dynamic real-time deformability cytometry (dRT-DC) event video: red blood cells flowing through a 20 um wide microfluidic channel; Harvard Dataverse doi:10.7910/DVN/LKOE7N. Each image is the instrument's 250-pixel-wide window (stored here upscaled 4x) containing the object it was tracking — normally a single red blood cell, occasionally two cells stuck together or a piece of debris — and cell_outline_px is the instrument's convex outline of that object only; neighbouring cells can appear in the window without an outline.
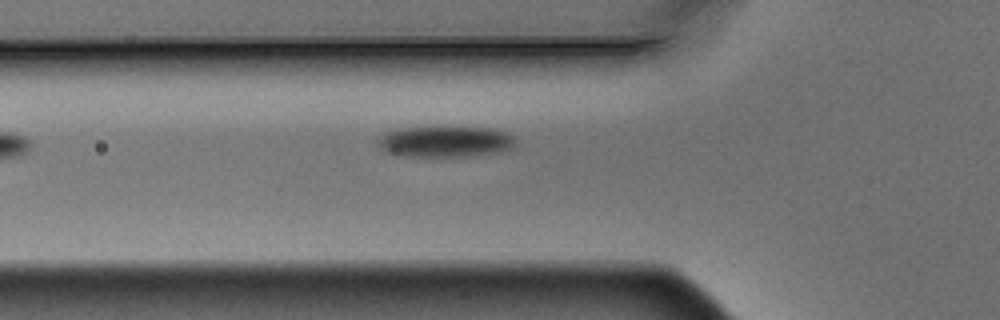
{"species": "Egyptian fruit bat (a non-hibernating species)", "species_latin": "Rousettus aegyptiacus", "temperature_condition": "warm", "stored_images_in_passage": 6, "camera_frame_rate_fps": 3000, "um_per_image_px": 0.085, "animal": {"sex": "male"}, "frame": {"image": 1, "passage_image": 6, "time_ms": 1.667, "image_size_px": [1000, 320], "cell_outline_px": [[516, 140], [512, 148], [500, 152], [472, 156], [408, 156], [388, 152], [380, 148], [376, 140], [380, 136], [388, 132], [400, 128], [488, 128], [504, 132], [512, 136]], "centroid_in_image_um": [37.85, 12.05], "position_along_channel_um": 87.9, "area_um2": 24.39}}